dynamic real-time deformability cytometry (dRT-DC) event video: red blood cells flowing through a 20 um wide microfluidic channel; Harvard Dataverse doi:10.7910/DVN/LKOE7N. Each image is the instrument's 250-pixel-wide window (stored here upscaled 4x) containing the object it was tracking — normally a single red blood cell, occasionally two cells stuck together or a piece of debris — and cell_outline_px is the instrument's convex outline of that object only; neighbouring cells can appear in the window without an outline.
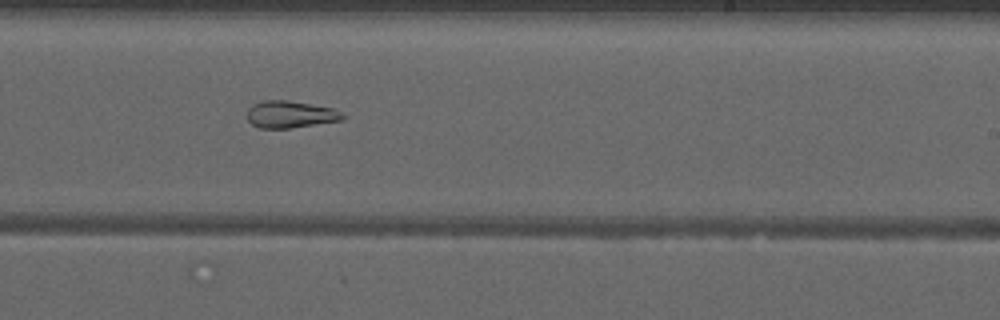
{"species": "common noctule bat (a hibernating species)", "species_latin": "Nyctalus noctula", "temperature_condition": "warm", "stored_images_in_passage": 53, "segment_of_instrument_passage": [2, 2], "camera_frame_rate_fps": 3000, "um_per_image_px": 0.085, "animal": {"sex": "male", "forearm_length_mm": 52.5}, "frame": {"image": 1, "passage_image": 33, "time_ms": 10.667, "image_size_px": [1000, 320], "cell_outline_px": [[344, 120], [292, 128], [260, 128], [252, 124], [248, 120], [248, 108], [252, 104], [260, 100], [288, 100], [332, 108], [340, 112], [344, 116]], "centroid_in_image_um": [24.66, 9.72], "position_along_channel_um": 264.3, "area_um2": 15.09}}
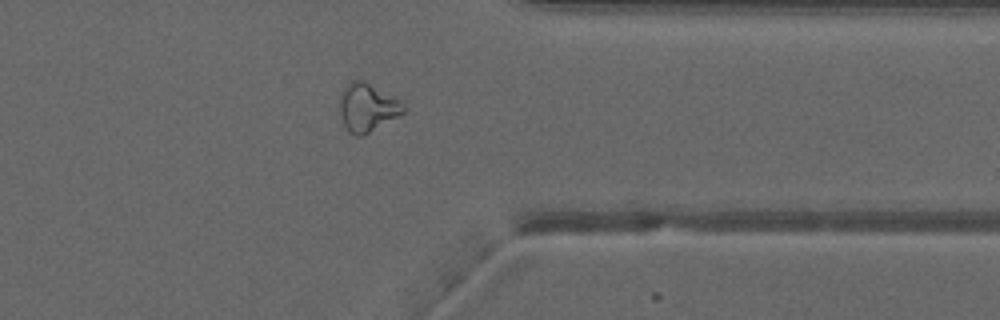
{"frame": {"image": 2, "passage_image": 42, "time_ms": 13.667, "image_size_px": [1000, 320], "cell_outline_px": [[404, 112], [368, 132], [360, 136], [356, 136], [348, 132], [344, 124], [340, 112], [340, 92], [352, 80], [364, 80], [400, 100], [404, 104]], "centroid_in_image_um": [31.19, 9.11], "position_along_channel_um": 380.2, "area_um2": 17.51}}
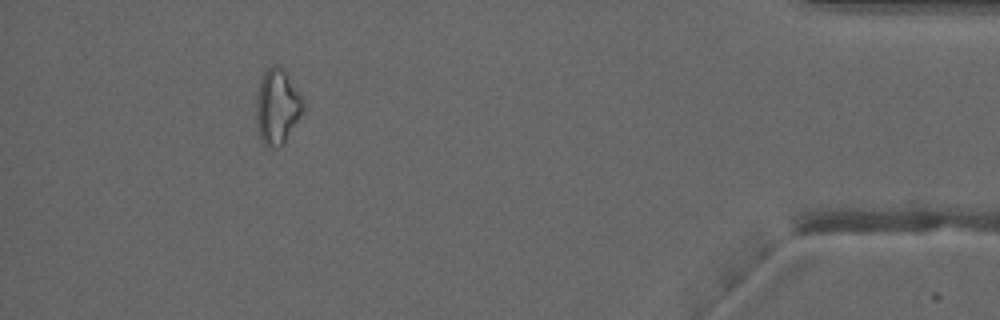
{"frame": {"image": 3, "passage_image": 48, "time_ms": 15.667, "image_size_px": [1000, 320], "cell_outline_px": [[308, 108], [284, 144], [276, 148], [264, 144], [260, 136], [256, 120], [256, 96], [260, 80], [264, 72], [268, 68], [276, 64], [284, 68], [304, 96], [308, 104]], "centroid_in_image_um": [23.66, 9.04], "position_along_channel_um": 411.5, "area_um2": 21.56}}